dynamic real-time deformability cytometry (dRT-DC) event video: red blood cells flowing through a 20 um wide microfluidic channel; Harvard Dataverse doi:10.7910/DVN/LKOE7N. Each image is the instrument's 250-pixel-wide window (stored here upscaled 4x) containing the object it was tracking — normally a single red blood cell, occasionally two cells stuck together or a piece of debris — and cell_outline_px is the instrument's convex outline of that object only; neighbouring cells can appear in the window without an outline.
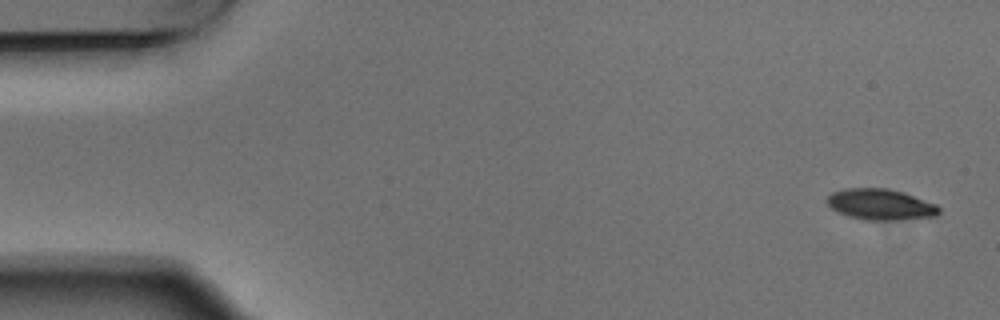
{"species": "Egyptian fruit bat (a non-hibernating species)", "species_latin": "Rousettus aegyptiacus", "temperature_condition": "warm", "stored_images_in_passage": 7, "camera_frame_rate_fps": 3000, "um_per_image_px": 0.085, "animal": {"sex": "male"}, "frame": {"image": 1, "passage_image": 1, "time_ms": 0.0, "image_size_px": [1000, 320], "cell_outline_px": [[940, 212], [936, 216], [884, 220], [864, 220], [848, 216], [836, 212], [828, 204], [828, 196], [832, 192], [844, 188], [888, 188], [904, 192], [936, 204], [940, 208]], "centroid_in_image_um": [74.83, 17.36], "position_along_channel_um": 10.2, "area_um2": 20.11}}
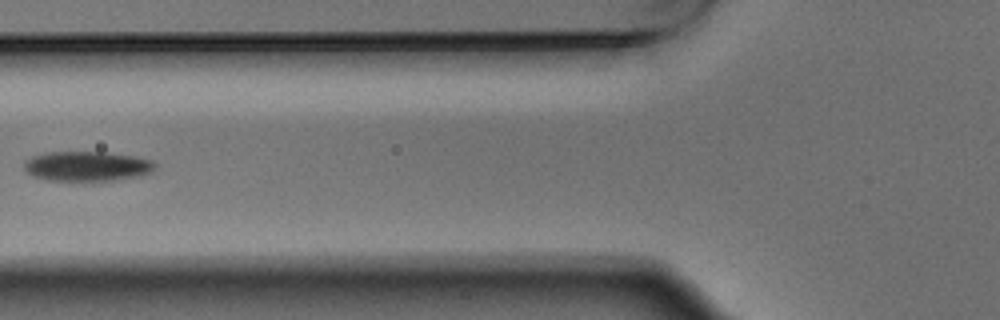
{"frame": {"image": 2, "passage_image": 6, "time_ms": 1.667, "image_size_px": [1000, 320], "cell_outline_px": [[156, 168], [152, 172], [140, 176], [116, 180], [84, 184], [48, 180], [32, 176], [24, 168], [24, 160], [32, 156], [48, 152], [100, 152], [136, 156], [152, 160], [156, 164]], "centroid_in_image_um": [7.4, 14.18], "position_along_channel_um": 118.4, "area_um2": 23.76}}
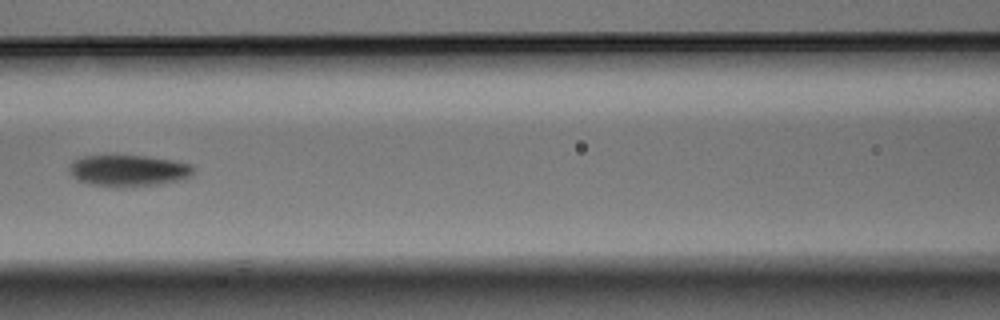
{"frame": {"image": 3, "passage_image": 7, "time_ms": 2.0, "image_size_px": [1000, 320], "cell_outline_px": [[196, 168], [192, 176], [184, 180], [160, 184], [120, 188], [116, 188], [88, 184], [76, 180], [68, 172], [68, 168], [72, 160], [84, 156], [144, 156], [176, 160], [192, 164]], "centroid_in_image_um": [10.94, 14.52], "position_along_channel_um": 155.7, "area_um2": 23.47}}